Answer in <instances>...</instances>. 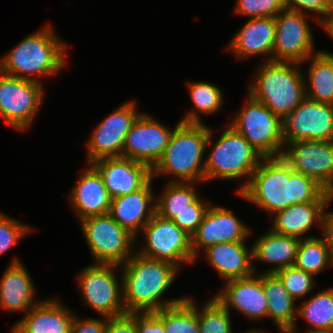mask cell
<instances>
[{"label":"cell","mask_w":333,"mask_h":333,"mask_svg":"<svg viewBox=\"0 0 333 333\" xmlns=\"http://www.w3.org/2000/svg\"><path fill=\"white\" fill-rule=\"evenodd\" d=\"M238 195L268 215L294 204L333 202L322 185L309 176L295 172L282 157L263 158Z\"/></svg>","instance_id":"1"},{"label":"cell","mask_w":333,"mask_h":333,"mask_svg":"<svg viewBox=\"0 0 333 333\" xmlns=\"http://www.w3.org/2000/svg\"><path fill=\"white\" fill-rule=\"evenodd\" d=\"M120 269L126 313L156 312L187 297L162 299L181 270L169 262L149 259L135 252Z\"/></svg>","instance_id":"2"},{"label":"cell","mask_w":333,"mask_h":333,"mask_svg":"<svg viewBox=\"0 0 333 333\" xmlns=\"http://www.w3.org/2000/svg\"><path fill=\"white\" fill-rule=\"evenodd\" d=\"M54 30V26L47 23L25 36L1 57L0 72L43 84L37 79L39 76L52 77L63 71L68 63V43L62 41Z\"/></svg>","instance_id":"3"},{"label":"cell","mask_w":333,"mask_h":333,"mask_svg":"<svg viewBox=\"0 0 333 333\" xmlns=\"http://www.w3.org/2000/svg\"><path fill=\"white\" fill-rule=\"evenodd\" d=\"M209 134L210 126L204 122L178 121L162 157L152 168V178L169 177L167 182H194L198 185L205 183L204 155Z\"/></svg>","instance_id":"4"},{"label":"cell","mask_w":333,"mask_h":333,"mask_svg":"<svg viewBox=\"0 0 333 333\" xmlns=\"http://www.w3.org/2000/svg\"><path fill=\"white\" fill-rule=\"evenodd\" d=\"M300 66L294 62L262 60L256 68L254 81L247 85V93L283 121L306 97V74Z\"/></svg>","instance_id":"5"},{"label":"cell","mask_w":333,"mask_h":333,"mask_svg":"<svg viewBox=\"0 0 333 333\" xmlns=\"http://www.w3.org/2000/svg\"><path fill=\"white\" fill-rule=\"evenodd\" d=\"M213 138L214 130L210 127L206 145V151L207 148L210 151L205 155V183L214 179L242 178L244 181L235 193L238 195L247 186L253 172L264 157L229 124L215 143Z\"/></svg>","instance_id":"6"},{"label":"cell","mask_w":333,"mask_h":333,"mask_svg":"<svg viewBox=\"0 0 333 333\" xmlns=\"http://www.w3.org/2000/svg\"><path fill=\"white\" fill-rule=\"evenodd\" d=\"M244 105L228 124L264 158L281 157L284 148L282 120L248 93Z\"/></svg>","instance_id":"7"},{"label":"cell","mask_w":333,"mask_h":333,"mask_svg":"<svg viewBox=\"0 0 333 333\" xmlns=\"http://www.w3.org/2000/svg\"><path fill=\"white\" fill-rule=\"evenodd\" d=\"M93 264L123 265L135 251L136 238L109 213L79 221ZM133 250V251H132Z\"/></svg>","instance_id":"8"},{"label":"cell","mask_w":333,"mask_h":333,"mask_svg":"<svg viewBox=\"0 0 333 333\" xmlns=\"http://www.w3.org/2000/svg\"><path fill=\"white\" fill-rule=\"evenodd\" d=\"M141 232L136 238L138 242L140 235H144L143 243H138L141 246L135 251L139 255L169 262L179 269L196 262L191 249V236L172 220L155 213Z\"/></svg>","instance_id":"9"},{"label":"cell","mask_w":333,"mask_h":333,"mask_svg":"<svg viewBox=\"0 0 333 333\" xmlns=\"http://www.w3.org/2000/svg\"><path fill=\"white\" fill-rule=\"evenodd\" d=\"M118 268L120 270V265L90 264L77 274L82 303L100 316L114 317L126 313L122 298V276L116 273Z\"/></svg>","instance_id":"10"},{"label":"cell","mask_w":333,"mask_h":333,"mask_svg":"<svg viewBox=\"0 0 333 333\" xmlns=\"http://www.w3.org/2000/svg\"><path fill=\"white\" fill-rule=\"evenodd\" d=\"M43 84L0 72V117L18 130H29L45 98Z\"/></svg>","instance_id":"11"},{"label":"cell","mask_w":333,"mask_h":333,"mask_svg":"<svg viewBox=\"0 0 333 333\" xmlns=\"http://www.w3.org/2000/svg\"><path fill=\"white\" fill-rule=\"evenodd\" d=\"M136 102L130 100L122 103L93 128L85 146L86 164L102 158L122 157L126 135L143 113Z\"/></svg>","instance_id":"12"},{"label":"cell","mask_w":333,"mask_h":333,"mask_svg":"<svg viewBox=\"0 0 333 333\" xmlns=\"http://www.w3.org/2000/svg\"><path fill=\"white\" fill-rule=\"evenodd\" d=\"M308 17L309 15L287 9L275 17L273 61L301 64L319 52H315L314 36Z\"/></svg>","instance_id":"13"},{"label":"cell","mask_w":333,"mask_h":333,"mask_svg":"<svg viewBox=\"0 0 333 333\" xmlns=\"http://www.w3.org/2000/svg\"><path fill=\"white\" fill-rule=\"evenodd\" d=\"M281 157L295 171L315 179L333 201V141L299 140L284 145Z\"/></svg>","instance_id":"14"},{"label":"cell","mask_w":333,"mask_h":333,"mask_svg":"<svg viewBox=\"0 0 333 333\" xmlns=\"http://www.w3.org/2000/svg\"><path fill=\"white\" fill-rule=\"evenodd\" d=\"M282 124L284 145L299 140L333 141V105L305 97Z\"/></svg>","instance_id":"15"},{"label":"cell","mask_w":333,"mask_h":333,"mask_svg":"<svg viewBox=\"0 0 333 333\" xmlns=\"http://www.w3.org/2000/svg\"><path fill=\"white\" fill-rule=\"evenodd\" d=\"M233 210L211 204L196 232L191 236V249L196 261L201 251L217 243L247 241L251 226L238 218Z\"/></svg>","instance_id":"16"},{"label":"cell","mask_w":333,"mask_h":333,"mask_svg":"<svg viewBox=\"0 0 333 333\" xmlns=\"http://www.w3.org/2000/svg\"><path fill=\"white\" fill-rule=\"evenodd\" d=\"M173 130L148 113L136 119L122 149V157L141 162L151 169L162 157Z\"/></svg>","instance_id":"17"},{"label":"cell","mask_w":333,"mask_h":333,"mask_svg":"<svg viewBox=\"0 0 333 333\" xmlns=\"http://www.w3.org/2000/svg\"><path fill=\"white\" fill-rule=\"evenodd\" d=\"M214 297L226 310L241 313L247 319L268 318L267 298L262 286V273L225 282Z\"/></svg>","instance_id":"18"},{"label":"cell","mask_w":333,"mask_h":333,"mask_svg":"<svg viewBox=\"0 0 333 333\" xmlns=\"http://www.w3.org/2000/svg\"><path fill=\"white\" fill-rule=\"evenodd\" d=\"M91 164L101 174L111 198L134 192L152 178V169L149 166L129 158H102Z\"/></svg>","instance_id":"19"},{"label":"cell","mask_w":333,"mask_h":333,"mask_svg":"<svg viewBox=\"0 0 333 333\" xmlns=\"http://www.w3.org/2000/svg\"><path fill=\"white\" fill-rule=\"evenodd\" d=\"M153 180L151 178L142 188L111 200L109 214L135 238L156 213Z\"/></svg>","instance_id":"20"},{"label":"cell","mask_w":333,"mask_h":333,"mask_svg":"<svg viewBox=\"0 0 333 333\" xmlns=\"http://www.w3.org/2000/svg\"><path fill=\"white\" fill-rule=\"evenodd\" d=\"M276 20L274 17L251 18L235 33L225 48L235 58L247 59L265 56L264 61H273Z\"/></svg>","instance_id":"21"},{"label":"cell","mask_w":333,"mask_h":333,"mask_svg":"<svg viewBox=\"0 0 333 333\" xmlns=\"http://www.w3.org/2000/svg\"><path fill=\"white\" fill-rule=\"evenodd\" d=\"M81 175L69 193V202L78 221L94 215L107 214L111 200L101 174L92 164H86Z\"/></svg>","instance_id":"22"},{"label":"cell","mask_w":333,"mask_h":333,"mask_svg":"<svg viewBox=\"0 0 333 333\" xmlns=\"http://www.w3.org/2000/svg\"><path fill=\"white\" fill-rule=\"evenodd\" d=\"M54 297L42 299L32 307L11 327L10 333H70L75 312Z\"/></svg>","instance_id":"23"},{"label":"cell","mask_w":333,"mask_h":333,"mask_svg":"<svg viewBox=\"0 0 333 333\" xmlns=\"http://www.w3.org/2000/svg\"><path fill=\"white\" fill-rule=\"evenodd\" d=\"M35 296L36 288L27 267L15 257L5 269L0 280L1 310L11 313L24 311V315L42 300Z\"/></svg>","instance_id":"24"},{"label":"cell","mask_w":333,"mask_h":333,"mask_svg":"<svg viewBox=\"0 0 333 333\" xmlns=\"http://www.w3.org/2000/svg\"><path fill=\"white\" fill-rule=\"evenodd\" d=\"M203 254L223 283L255 274L252 248L246 241L217 243L204 249Z\"/></svg>","instance_id":"25"},{"label":"cell","mask_w":333,"mask_h":333,"mask_svg":"<svg viewBox=\"0 0 333 333\" xmlns=\"http://www.w3.org/2000/svg\"><path fill=\"white\" fill-rule=\"evenodd\" d=\"M255 240L251 246L252 264L255 274H272L280 269L294 265L301 239L268 230L267 233ZM256 261L267 265L270 264L271 267L260 272L254 265Z\"/></svg>","instance_id":"26"},{"label":"cell","mask_w":333,"mask_h":333,"mask_svg":"<svg viewBox=\"0 0 333 333\" xmlns=\"http://www.w3.org/2000/svg\"><path fill=\"white\" fill-rule=\"evenodd\" d=\"M329 204L331 202H307L291 205L272 215L274 220L270 230L301 240L315 237V235H308V232L314 225L315 227L318 225L322 229L323 215Z\"/></svg>","instance_id":"27"},{"label":"cell","mask_w":333,"mask_h":333,"mask_svg":"<svg viewBox=\"0 0 333 333\" xmlns=\"http://www.w3.org/2000/svg\"><path fill=\"white\" fill-rule=\"evenodd\" d=\"M262 286L267 298L268 318L272 319L275 327L290 328L297 333V302L283 282L275 273H262Z\"/></svg>","instance_id":"28"},{"label":"cell","mask_w":333,"mask_h":333,"mask_svg":"<svg viewBox=\"0 0 333 333\" xmlns=\"http://www.w3.org/2000/svg\"><path fill=\"white\" fill-rule=\"evenodd\" d=\"M307 62L310 65L307 69L308 76H304L305 96L333 105V53L320 49L301 65Z\"/></svg>","instance_id":"29"},{"label":"cell","mask_w":333,"mask_h":333,"mask_svg":"<svg viewBox=\"0 0 333 333\" xmlns=\"http://www.w3.org/2000/svg\"><path fill=\"white\" fill-rule=\"evenodd\" d=\"M297 318L308 324L304 333L333 332V287L313 294L298 305Z\"/></svg>","instance_id":"30"},{"label":"cell","mask_w":333,"mask_h":333,"mask_svg":"<svg viewBox=\"0 0 333 333\" xmlns=\"http://www.w3.org/2000/svg\"><path fill=\"white\" fill-rule=\"evenodd\" d=\"M194 182H166L161 194L156 196V213L173 220L178 213L194 210L199 193Z\"/></svg>","instance_id":"31"},{"label":"cell","mask_w":333,"mask_h":333,"mask_svg":"<svg viewBox=\"0 0 333 333\" xmlns=\"http://www.w3.org/2000/svg\"><path fill=\"white\" fill-rule=\"evenodd\" d=\"M189 96L193 107L184 118L179 120L185 123H203L201 116H210L216 114L223 107L224 95L223 91L210 82H187Z\"/></svg>","instance_id":"32"},{"label":"cell","mask_w":333,"mask_h":333,"mask_svg":"<svg viewBox=\"0 0 333 333\" xmlns=\"http://www.w3.org/2000/svg\"><path fill=\"white\" fill-rule=\"evenodd\" d=\"M294 266L316 277L327 267H333V256L321 236L300 241Z\"/></svg>","instance_id":"33"},{"label":"cell","mask_w":333,"mask_h":333,"mask_svg":"<svg viewBox=\"0 0 333 333\" xmlns=\"http://www.w3.org/2000/svg\"><path fill=\"white\" fill-rule=\"evenodd\" d=\"M197 302L187 296L183 301L159 310L166 333H200Z\"/></svg>","instance_id":"34"},{"label":"cell","mask_w":333,"mask_h":333,"mask_svg":"<svg viewBox=\"0 0 333 333\" xmlns=\"http://www.w3.org/2000/svg\"><path fill=\"white\" fill-rule=\"evenodd\" d=\"M197 318L200 333H233L231 313L214 296L197 304Z\"/></svg>","instance_id":"35"},{"label":"cell","mask_w":333,"mask_h":333,"mask_svg":"<svg viewBox=\"0 0 333 333\" xmlns=\"http://www.w3.org/2000/svg\"><path fill=\"white\" fill-rule=\"evenodd\" d=\"M283 282L285 289L297 302L313 293L316 286V277L293 266L278 270L275 273Z\"/></svg>","instance_id":"36"},{"label":"cell","mask_w":333,"mask_h":333,"mask_svg":"<svg viewBox=\"0 0 333 333\" xmlns=\"http://www.w3.org/2000/svg\"><path fill=\"white\" fill-rule=\"evenodd\" d=\"M32 231L35 230L31 226L0 211V256L16 247Z\"/></svg>","instance_id":"37"},{"label":"cell","mask_w":333,"mask_h":333,"mask_svg":"<svg viewBox=\"0 0 333 333\" xmlns=\"http://www.w3.org/2000/svg\"><path fill=\"white\" fill-rule=\"evenodd\" d=\"M235 14L251 18L276 17L284 9L283 0H236Z\"/></svg>","instance_id":"38"},{"label":"cell","mask_w":333,"mask_h":333,"mask_svg":"<svg viewBox=\"0 0 333 333\" xmlns=\"http://www.w3.org/2000/svg\"><path fill=\"white\" fill-rule=\"evenodd\" d=\"M283 2L287 10L305 15L309 13L317 25L333 15V0H283Z\"/></svg>","instance_id":"39"},{"label":"cell","mask_w":333,"mask_h":333,"mask_svg":"<svg viewBox=\"0 0 333 333\" xmlns=\"http://www.w3.org/2000/svg\"><path fill=\"white\" fill-rule=\"evenodd\" d=\"M211 204V200H205L199 196L194 201V210H185L184 212H180L172 221L187 234L192 236L196 232L199 224L202 222L204 215Z\"/></svg>","instance_id":"40"},{"label":"cell","mask_w":333,"mask_h":333,"mask_svg":"<svg viewBox=\"0 0 333 333\" xmlns=\"http://www.w3.org/2000/svg\"><path fill=\"white\" fill-rule=\"evenodd\" d=\"M136 323L137 333H166L163 322L156 312H131Z\"/></svg>","instance_id":"41"},{"label":"cell","mask_w":333,"mask_h":333,"mask_svg":"<svg viewBox=\"0 0 333 333\" xmlns=\"http://www.w3.org/2000/svg\"><path fill=\"white\" fill-rule=\"evenodd\" d=\"M105 318V319H104ZM107 317L102 318H79L74 313L70 333H105Z\"/></svg>","instance_id":"42"},{"label":"cell","mask_w":333,"mask_h":333,"mask_svg":"<svg viewBox=\"0 0 333 333\" xmlns=\"http://www.w3.org/2000/svg\"><path fill=\"white\" fill-rule=\"evenodd\" d=\"M105 333H137L134 317L130 313L107 317Z\"/></svg>","instance_id":"43"},{"label":"cell","mask_w":333,"mask_h":333,"mask_svg":"<svg viewBox=\"0 0 333 333\" xmlns=\"http://www.w3.org/2000/svg\"><path fill=\"white\" fill-rule=\"evenodd\" d=\"M327 209L328 208L326 207L322 219L321 235L325 239L326 244L329 247L330 252L333 256V212H330Z\"/></svg>","instance_id":"44"},{"label":"cell","mask_w":333,"mask_h":333,"mask_svg":"<svg viewBox=\"0 0 333 333\" xmlns=\"http://www.w3.org/2000/svg\"><path fill=\"white\" fill-rule=\"evenodd\" d=\"M320 28L324 29V31H326V33L330 36V38L333 39V15L325 19L320 24Z\"/></svg>","instance_id":"45"},{"label":"cell","mask_w":333,"mask_h":333,"mask_svg":"<svg viewBox=\"0 0 333 333\" xmlns=\"http://www.w3.org/2000/svg\"><path fill=\"white\" fill-rule=\"evenodd\" d=\"M248 330L244 333H265V331L260 330L259 328H257V329L253 328V329H248ZM276 330H278L280 333H295V332H292V330L290 328H276Z\"/></svg>","instance_id":"46"}]
</instances>
